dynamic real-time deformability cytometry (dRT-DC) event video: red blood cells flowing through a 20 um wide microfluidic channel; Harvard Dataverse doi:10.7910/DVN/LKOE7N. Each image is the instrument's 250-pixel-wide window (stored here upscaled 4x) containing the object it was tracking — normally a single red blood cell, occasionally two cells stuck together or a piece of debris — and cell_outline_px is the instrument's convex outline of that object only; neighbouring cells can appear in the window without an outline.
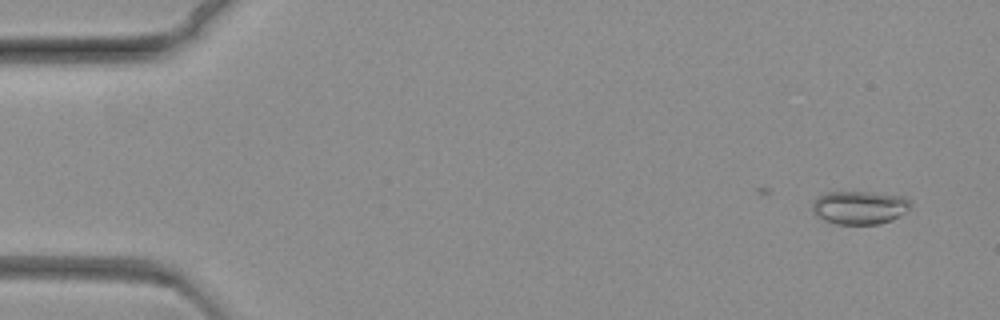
{"species": "common noctule bat (a hibernating species)", "species_latin": "Nyctalus noctula", "temperature_condition": "warm", "stored_images_in_passage": 64, "camera_frame_rate_fps": 3000, "um_per_image_px": 0.085, "animal": {"sex": "female", "body_mass_g": 19.3, "forearm_length_mm": 54.1}, "frame": {"image": 1, "passage_image": 5, "time_ms": 1.333, "image_size_px": [1000, 320], "cell_outline_px": [[912, 204], [900, 216], [892, 220], [880, 224], [836, 224], [824, 220], [816, 216], [812, 212], [812, 200], [824, 192], [872, 192], [908, 196], [912, 200]], "centroid_in_image_um": [73.07, 17.62], "position_along_channel_um": 11.9, "area_um2": 19.54}}
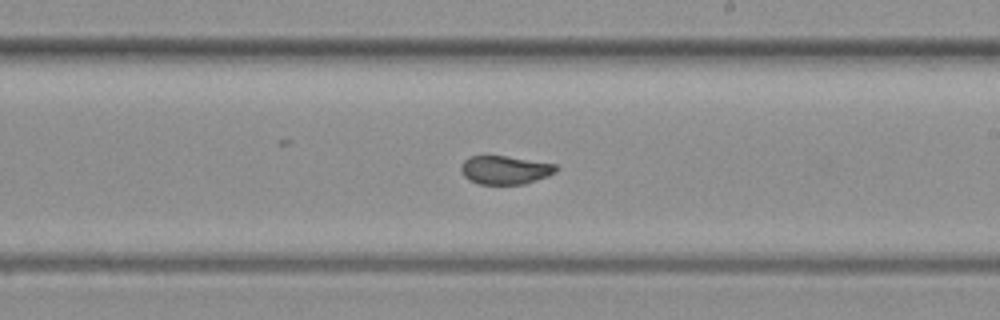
{"frame": {"image": 2, "passage_image": 44, "time_ms": 14.333, "image_size_px": [1000, 320], "cell_outline_px": [[560, 168], [556, 172], [548, 176], [524, 184], [480, 184], [468, 180], [464, 176], [460, 168], [460, 164], [468, 156], [484, 152], [556, 164]], "centroid_in_image_um": [42.88, 14.4], "position_along_channel_um": 246.1, "area_um2": 16.53}}
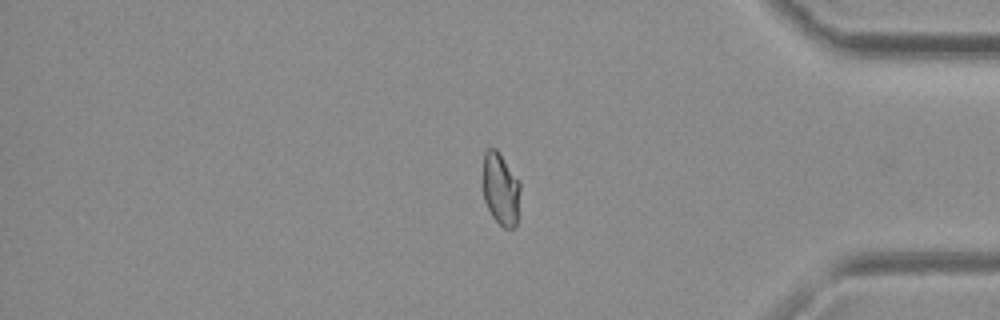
{"frame": {"image": 3, "passage_image": 63, "time_ms": 20.667, "image_size_px": [1000, 320], "cell_outline_px": [[520, 188], [516, 228], [504, 228], [492, 216], [484, 200], [480, 184], [480, 180], [484, 152], [488, 148], [496, 148], [520, 180]], "centroid_in_image_um": [42.51, 16.02], "position_along_channel_um": 392.7, "area_um2": 16.47}}